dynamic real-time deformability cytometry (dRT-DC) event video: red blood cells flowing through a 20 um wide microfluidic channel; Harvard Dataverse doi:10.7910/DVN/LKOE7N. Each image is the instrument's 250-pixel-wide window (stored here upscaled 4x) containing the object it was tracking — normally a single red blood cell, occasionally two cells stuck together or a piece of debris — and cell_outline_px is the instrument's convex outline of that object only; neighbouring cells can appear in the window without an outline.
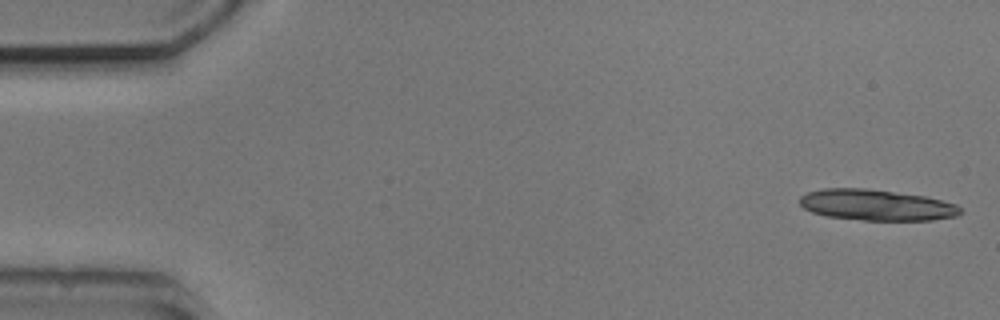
{"species": "common noctule bat (a hibernating species)", "species_latin": "Nyctalus noctula", "temperature_condition": "cold", "stored_images_in_passage": 5, "camera_frame_rate_fps": 3000, "um_per_image_px": 0.085, "animal": {"sex": "male", "body_mass_g": 20.5, "forearm_length_mm": 52.5}, "frame": {"image": 1, "passage_image": 1, "time_ms": 0.0, "image_size_px": [1000, 320], "cell_outline_px": [[964, 212], [956, 216], [932, 220], [864, 220], [828, 216], [812, 212], [804, 208], [800, 204], [800, 196], [808, 192], [824, 188], [864, 188], [924, 196], [956, 204]], "centroid_in_image_um": [74.5, 17.43], "position_along_channel_um": 10.5, "area_um2": 28.78}}